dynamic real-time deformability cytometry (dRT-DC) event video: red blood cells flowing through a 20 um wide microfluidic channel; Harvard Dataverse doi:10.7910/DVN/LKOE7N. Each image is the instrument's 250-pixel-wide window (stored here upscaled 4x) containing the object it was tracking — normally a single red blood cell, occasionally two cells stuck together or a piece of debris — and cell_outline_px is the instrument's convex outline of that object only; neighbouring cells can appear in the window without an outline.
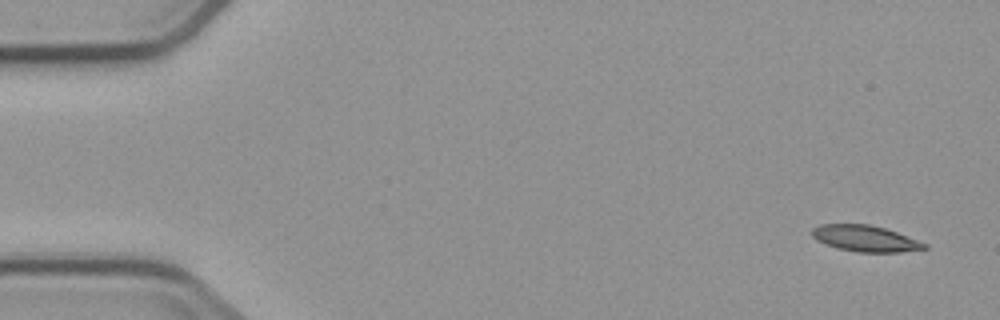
{"species": "common noctule bat (a hibernating species)", "species_latin": "Nyctalus noctula", "temperature_condition": "cold", "stored_images_in_passage": 4, "camera_frame_rate_fps": 3000, "um_per_image_px": 0.085, "animal": {"sex": "male", "body_mass_g": 23.1, "forearm_length_mm": 52.7}, "frame": {"image": 1, "passage_image": 1, "time_ms": 0.0, "image_size_px": [1000, 320], "cell_outline_px": [[928, 248], [900, 252], [860, 252], [836, 248], [816, 240], [812, 236], [812, 228], [820, 224], [868, 224], [884, 228], [896, 232], [928, 244]], "centroid_in_image_um": [73.53, 20.27], "position_along_channel_um": 11.5, "area_um2": 17.05}}
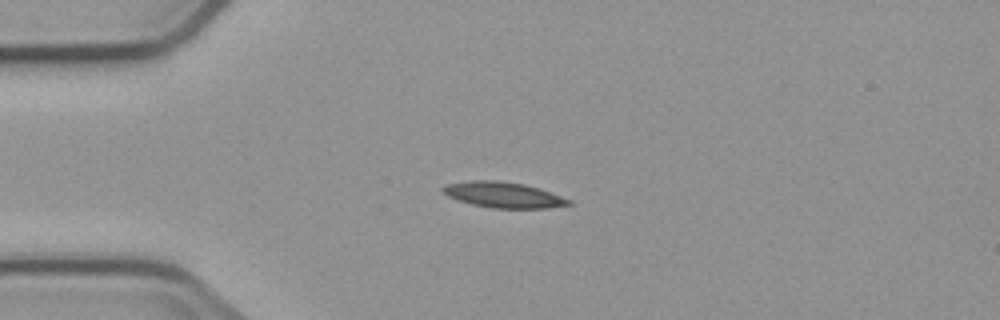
{"frame": {"image": 2, "passage_image": 4, "time_ms": 3.667, "image_size_px": [1000, 320], "cell_outline_px": [[572, 204], [548, 208], [492, 208], [472, 204], [448, 196], [440, 188], [448, 184], [472, 180], [496, 180], [524, 184], [572, 200]], "centroid_in_image_um": [42.78, 16.56], "position_along_channel_um": 42.2, "area_um2": 18.5}}